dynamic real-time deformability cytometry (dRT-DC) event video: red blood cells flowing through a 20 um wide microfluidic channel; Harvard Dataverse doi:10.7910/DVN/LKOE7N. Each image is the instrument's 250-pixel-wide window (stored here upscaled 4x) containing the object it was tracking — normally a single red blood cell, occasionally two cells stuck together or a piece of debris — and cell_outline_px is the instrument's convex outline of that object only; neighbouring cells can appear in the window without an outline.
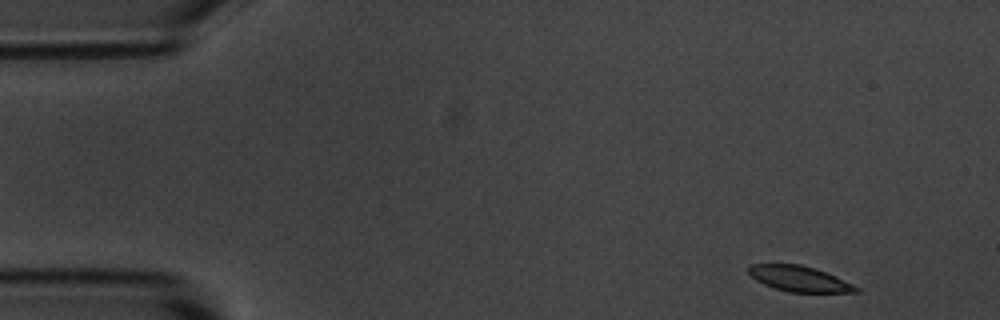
{"species": "common noctule bat (a hibernating species)", "species_latin": "Nyctalus noctula", "temperature_condition": "room temperature", "stored_images_in_passage": 52, "camera_frame_rate_fps": 3000, "um_per_image_px": 0.085, "animal": {"sex": "male", "body_mass_g": 20.1, "forearm_length_mm": 53.5}, "frame": {"image": 1, "passage_image": 1, "time_ms": 0.0, "image_size_px": [1000, 320], "cell_outline_px": [[860, 292], [788, 292], [764, 284], [756, 280], [748, 272], [748, 268], [752, 264], [800, 264], [816, 268], [852, 284], [860, 288]], "centroid_in_image_um": [67.94, 23.69], "position_along_channel_um": 17.1, "area_um2": 15.78}}
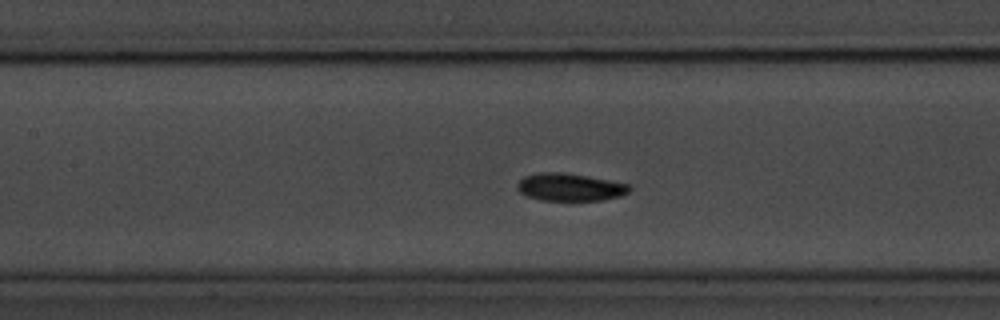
{"frame": {"image": 2, "passage_image": 21, "time_ms": 6.667, "image_size_px": [1000, 320], "cell_outline_px": [[632, 188], [628, 192], [620, 196], [600, 200], [540, 200], [528, 196], [520, 192], [516, 188], [516, 184], [524, 176], [536, 172], [564, 172], [588, 176], [628, 184]], "centroid_in_image_um": [48.4, 15.89], "position_along_channel_um": 159.0, "area_um2": 18.03}}
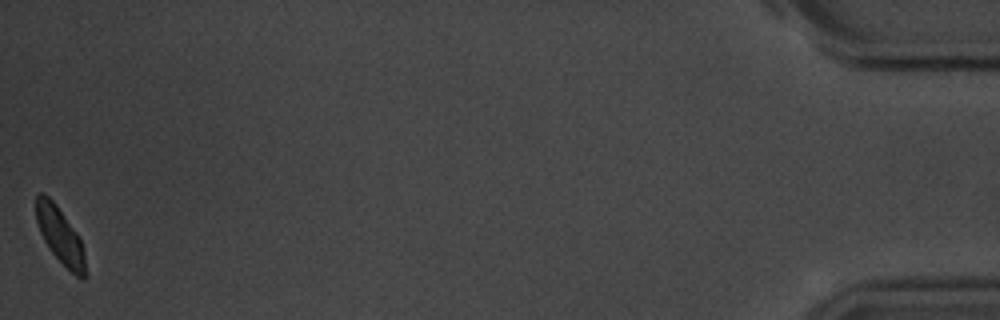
{"frame": {"image": 3, "passage_image": 52, "time_ms": 17.0, "image_size_px": [1000, 320], "cell_outline_px": [[88, 276], [84, 280], [80, 280], [48, 248], [40, 232], [36, 220], [36, 196], [40, 192], [44, 192], [56, 204], [76, 232], [84, 248]], "centroid_in_image_um": [5.15, 20.06], "position_along_channel_um": 430.1, "area_um2": 16.3}, "authors_computed_cell_mechanics": {"area_um2": 17.7157, "velocity_mm_per_s": 3.5589, "shape_relaxation_time_tau1_ms": 1.639, "shape_relaxation_time_tau2_ms": 7.6762, "deformation_change_tau1": 0.073, "deformation_change_tau2": 0.1029}}